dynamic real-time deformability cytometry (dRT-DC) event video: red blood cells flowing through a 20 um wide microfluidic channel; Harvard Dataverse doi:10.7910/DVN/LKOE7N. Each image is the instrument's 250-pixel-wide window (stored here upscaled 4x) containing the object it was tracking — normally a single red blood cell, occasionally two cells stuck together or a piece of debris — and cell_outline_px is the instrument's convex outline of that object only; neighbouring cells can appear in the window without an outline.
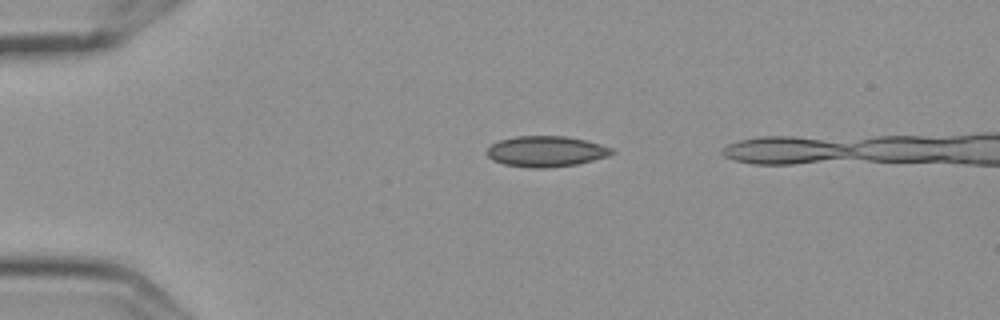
{"species": "Egyptian fruit bat (a non-hibernating species)", "species_latin": "Rousettus aegyptiacus", "temperature_condition": "cold", "stored_images_in_passage": 3, "camera_frame_rate_fps": 3000, "um_per_image_px": 0.085, "frame": {"image": 1, "passage_image": 1, "time_ms": 0.0, "image_size_px": [1000, 320], "cell_outline_px": [[616, 152], [608, 156], [576, 164], [548, 168], [528, 168], [504, 164], [492, 160], [488, 156], [488, 148], [492, 144], [500, 140], [516, 136], [564, 136], [584, 140], [600, 144], [612, 148]], "centroid_in_image_um": [46.41, 12.87], "position_along_channel_um": 38.6, "area_um2": 22.25}}